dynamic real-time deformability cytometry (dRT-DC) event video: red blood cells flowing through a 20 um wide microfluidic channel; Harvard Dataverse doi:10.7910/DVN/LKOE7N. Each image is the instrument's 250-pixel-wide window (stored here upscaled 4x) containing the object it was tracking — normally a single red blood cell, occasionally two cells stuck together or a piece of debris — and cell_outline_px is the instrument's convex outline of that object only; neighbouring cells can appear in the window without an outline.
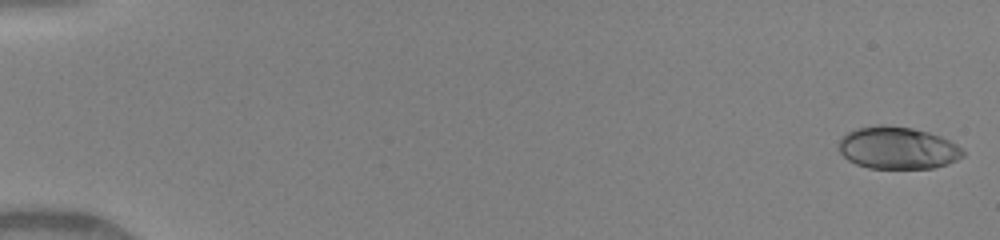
{"species": "human", "species_latin": "Homo sapiens", "temperature_condition": "warm", "stored_images_in_passage": 49, "camera_frame_rate_fps": 3000, "um_per_image_px": 0.085, "donor": {"sex": "female"}, "frame": {"image": 1, "passage_image": 1, "time_ms": 0.0, "image_size_px": [1000, 240], "cell_outline_px": [[964, 156], [948, 164], [932, 168], [868, 168], [856, 164], [848, 160], [840, 152], [840, 140], [848, 132], [856, 128], [876, 124], [884, 124], [912, 128], [928, 132], [940, 136], [956, 144], [964, 152]], "centroid_in_image_um": [76.3, 12.57], "position_along_channel_um": 8.7, "area_um2": 30.52}}
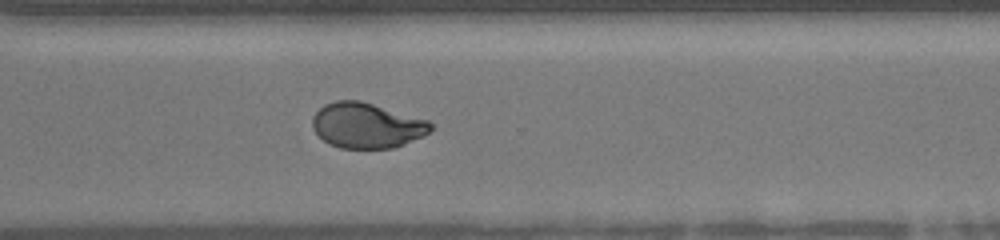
{"frame": {"image": 2, "passage_image": 37, "time_ms": 12.0, "image_size_px": [1000, 240], "cell_outline_px": [[432, 128], [424, 136], [392, 148], [340, 148], [328, 144], [312, 128], [312, 116], [324, 104], [336, 100], [360, 100], [428, 120], [432, 124]], "centroid_in_image_um": [31.15, 10.66], "position_along_channel_um": 339.5, "area_um2": 31.15}}
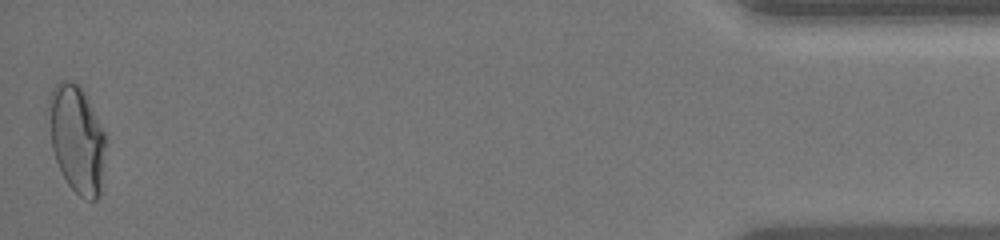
{"frame": {"image": 3, "passage_image": 49, "time_ms": 16.0, "image_size_px": [1000, 240], "cell_outline_px": [[104, 148], [100, 192], [96, 200], [88, 200], [80, 196], [68, 184], [56, 160], [52, 148], [52, 88], [60, 80], [72, 80], [80, 84], [104, 132]], "centroid_in_image_um": [6.57, 11.83], "position_along_channel_um": 428.6, "area_um2": 34.16}, "authors_computed_cell_mechanics": {"area_um2": 31.6744, "velocity_mm_per_s": 4.1733, "shape_relaxation_time_tau1_ms": 4.9705, "shape_relaxation_time_tau2_ms": 0.7904, "deformation_change_tau1": 0.1921, "deformation_change_tau2": 0.0468}}